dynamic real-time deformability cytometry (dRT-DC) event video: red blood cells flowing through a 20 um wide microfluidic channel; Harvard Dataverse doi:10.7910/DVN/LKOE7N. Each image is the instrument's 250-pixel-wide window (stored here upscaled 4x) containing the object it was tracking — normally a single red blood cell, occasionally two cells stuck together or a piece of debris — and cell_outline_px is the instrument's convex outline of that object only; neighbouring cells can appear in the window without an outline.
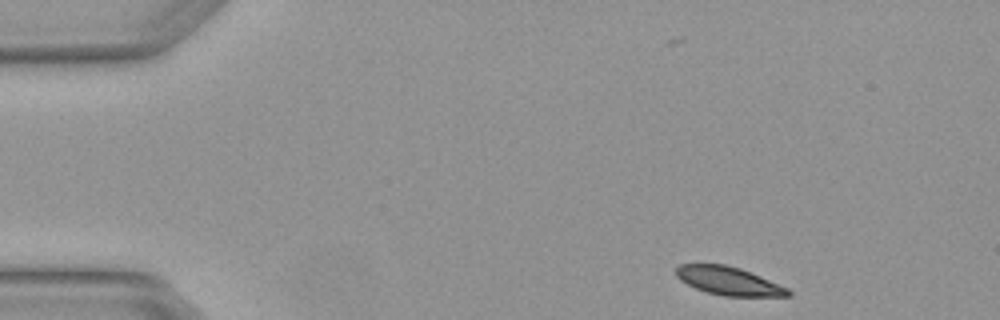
{"species": "Egyptian fruit bat (a non-hibernating species)", "species_latin": "Rousettus aegyptiacus", "temperature_condition": "warm", "stored_images_in_passage": 3, "camera_frame_rate_fps": 3000, "um_per_image_px": 0.085, "animal": {"sex": "female"}, "frame": {"image": 1, "passage_image": 1, "time_ms": 0.0, "image_size_px": [1000, 320], "cell_outline_px": [[792, 296], [724, 296], [708, 292], [696, 288], [680, 280], [676, 276], [676, 268], [680, 264], [724, 264], [740, 268], [760, 276], [788, 288], [792, 292]], "centroid_in_image_um": [61.95, 23.88], "position_along_channel_um": 23.0, "area_um2": 18.32}}
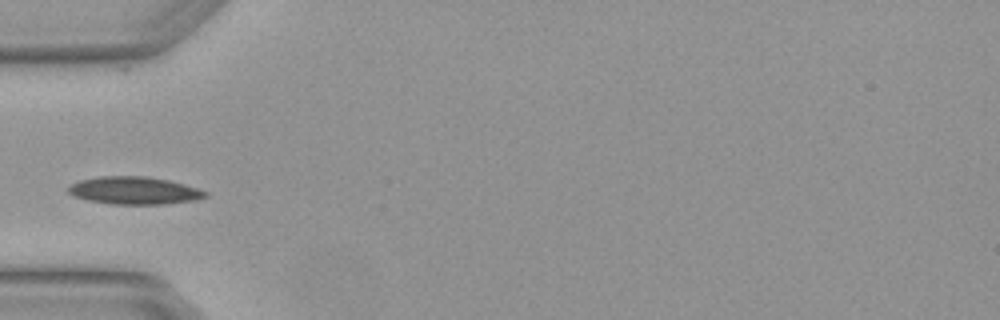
{"frame": {"image": 2, "passage_image": 3, "time_ms": 0.667, "image_size_px": [1000, 320], "cell_outline_px": [[208, 196], [196, 200], [164, 204], [112, 204], [88, 200], [72, 196], [68, 192], [68, 184], [80, 180], [100, 176], [148, 176], [168, 180], [184, 184], [208, 192]], "centroid_in_image_um": [11.39, 16.19], "position_along_channel_um": 73.6, "area_um2": 22.14}}